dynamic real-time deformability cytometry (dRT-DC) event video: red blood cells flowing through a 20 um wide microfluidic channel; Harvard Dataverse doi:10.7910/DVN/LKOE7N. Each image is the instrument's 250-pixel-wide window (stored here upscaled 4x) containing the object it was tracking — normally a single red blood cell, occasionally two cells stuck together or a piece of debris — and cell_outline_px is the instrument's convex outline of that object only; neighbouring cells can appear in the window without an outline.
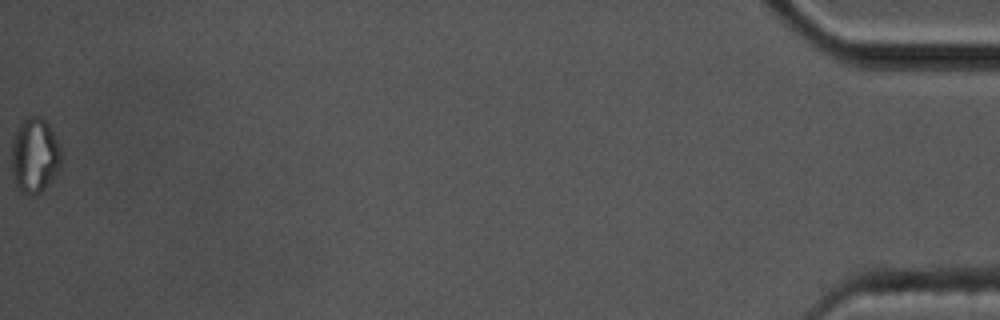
{"species": "common noctule bat (a hibernating species)", "species_latin": "Nyctalus noctula", "temperature_condition": "cold", "stored_images_in_passage": 42, "camera_frame_rate_fps": 3000, "um_per_image_px": 0.085, "animal": {"sex": "male", "body_mass_g": 17.5, "forearm_length_mm": 52.3}, "frame": {"image": 1, "passage_image": 42, "time_ms": 13.667, "image_size_px": [1000, 320], "cell_outline_px": [[60, 168], [48, 184], [36, 196], [28, 196], [20, 192], [12, 176], [12, 136], [16, 128], [24, 116], [40, 116], [48, 124], [60, 148]], "centroid_in_image_um": [2.91, 13.22], "position_along_channel_um": 432.3, "area_um2": 21.91}, "authors_computed_cell_mechanics": {"area_um2": 11.9357, "velocity_mm_per_s": 3.5457, "shape_relaxation_time_tau1_ms": 3.7771, "shape_relaxation_time_tau2_ms": null, "deformation_change_tau1": 0.1779, "deformation_change_tau2": null}}